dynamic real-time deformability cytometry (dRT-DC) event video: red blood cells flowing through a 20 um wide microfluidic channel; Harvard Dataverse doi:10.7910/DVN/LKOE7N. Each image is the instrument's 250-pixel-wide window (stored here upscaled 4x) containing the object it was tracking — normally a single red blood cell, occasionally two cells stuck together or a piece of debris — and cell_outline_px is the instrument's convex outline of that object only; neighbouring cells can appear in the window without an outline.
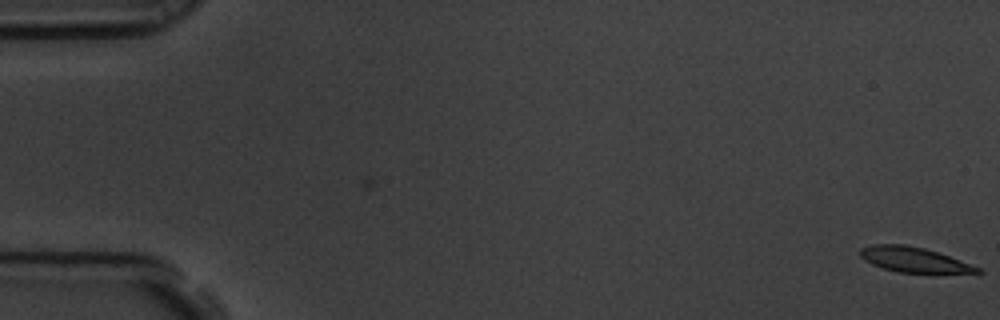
{"species": "common noctule bat (a hibernating species)", "species_latin": "Nyctalus noctula", "temperature_condition": "room temperature", "stored_images_in_passage": 2, "camera_frame_rate_fps": 3000, "um_per_image_px": 0.085, "animal": {"sex": "male", "body_mass_g": 19.5, "forearm_length_mm": 54.6}, "frame": {"image": 1, "passage_image": 2, "time_ms": 0.333, "image_size_px": [1000, 320], "cell_outline_px": [[984, 272], [900, 272], [884, 268], [872, 264], [864, 260], [860, 256], [860, 248], [872, 244], [904, 244], [924, 248], [960, 260], [980, 268]], "centroid_in_image_um": [77.61, 22.05], "position_along_channel_um": 7.4, "area_um2": 16.65}}